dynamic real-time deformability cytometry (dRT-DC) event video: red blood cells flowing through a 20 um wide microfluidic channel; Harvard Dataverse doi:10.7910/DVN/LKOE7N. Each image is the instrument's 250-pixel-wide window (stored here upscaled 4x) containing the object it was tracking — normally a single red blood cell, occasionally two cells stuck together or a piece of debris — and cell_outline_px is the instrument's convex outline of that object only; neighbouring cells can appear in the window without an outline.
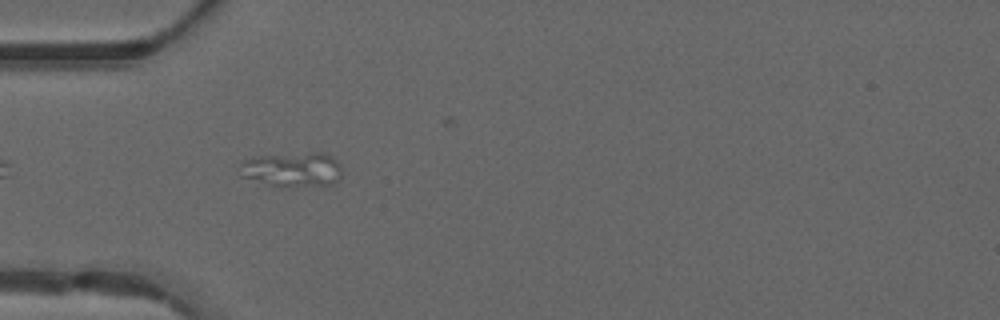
{"species": "common noctule bat (a hibernating species)", "species_latin": "Nyctalus noctula", "temperature_condition": "warm", "stored_images_in_passage": 38, "camera_frame_rate_fps": 3000, "um_per_image_px": 0.085, "animal": {"sex": "male", "forearm_length_mm": 52.5}, "frame": {"image": 1, "passage_image": 4, "time_ms": 1.0, "image_size_px": [1000, 320], "cell_outline_px": [[340, 180], [332, 184], [268, 184], [240, 176], [244, 160], [252, 156], [308, 152], [324, 152], [336, 160], [340, 164]], "centroid_in_image_um": [24.87, 14.34], "position_along_channel_um": 60.1, "area_um2": 19.94}}
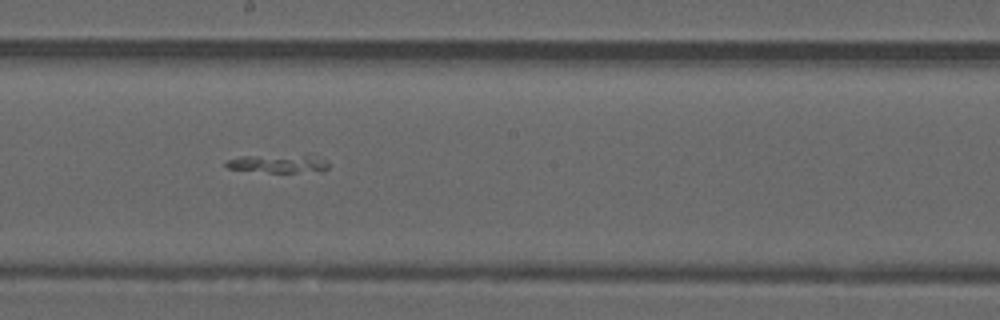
{"frame": {"image": 2, "passage_image": 16, "time_ms": 5.0, "image_size_px": [1000, 320], "cell_outline_px": [[328, 168], [320, 172], [268, 172], [228, 168], [224, 164], [228, 160], [240, 156], [316, 156], [328, 164]], "centroid_in_image_um": [23.64, 13.93], "position_along_channel_um": 224.6, "area_um2": 10.46}}
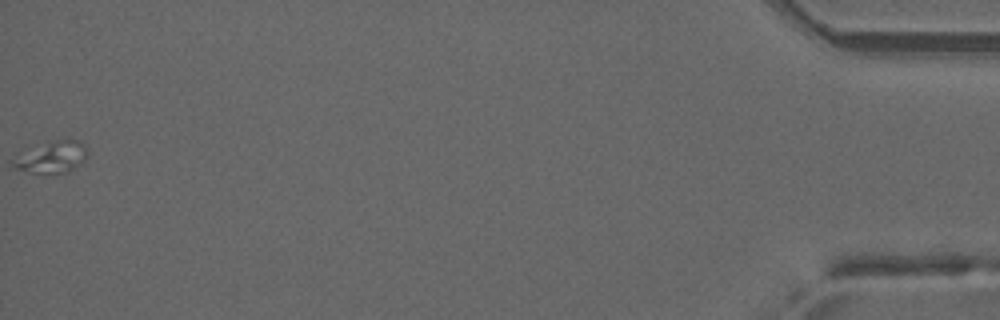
{"frame": {"image": 3, "passage_image": 38, "time_ms": 12.333, "image_size_px": [1000, 320], "cell_outline_px": [[88, 156], [84, 160], [68, 172], [28, 172], [16, 168], [12, 164], [48, 144], [56, 140], [68, 136], [84, 144], [88, 152]], "centroid_in_image_um": [4.65, 13.35], "position_along_channel_um": 430.5, "area_um2": 12.31}}